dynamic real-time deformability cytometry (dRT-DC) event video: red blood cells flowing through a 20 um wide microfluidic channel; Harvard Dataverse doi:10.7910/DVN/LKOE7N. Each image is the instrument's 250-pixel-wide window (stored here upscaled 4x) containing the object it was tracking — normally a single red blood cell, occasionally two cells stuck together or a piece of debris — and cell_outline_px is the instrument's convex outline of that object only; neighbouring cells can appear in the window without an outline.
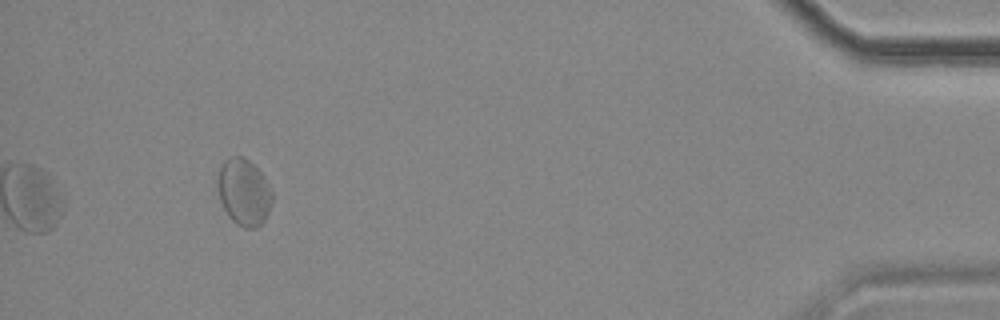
{"species": "common noctule bat (a hibernating species)", "species_latin": "Nyctalus noctula", "temperature_condition": "cold", "stored_images_in_passage": 48, "segment_of_instrument_passage": [2, 2], "camera_frame_rate_fps": 3000, "um_per_image_px": 0.085, "animal": {"sex": "female", "body_mass_g": 18.4}, "frame": {"image": 1, "passage_image": 48, "time_ms": 15.667, "image_size_px": [1000, 320], "cell_outline_px": [[272, 200], [268, 212], [264, 220], [256, 228], [244, 228], [236, 224], [228, 216], [220, 200], [216, 168], [228, 156], [244, 156], [264, 176], [272, 192]], "centroid_in_image_um": [20.7, 16.3], "position_along_channel_um": 414.5, "area_um2": 21.33}}